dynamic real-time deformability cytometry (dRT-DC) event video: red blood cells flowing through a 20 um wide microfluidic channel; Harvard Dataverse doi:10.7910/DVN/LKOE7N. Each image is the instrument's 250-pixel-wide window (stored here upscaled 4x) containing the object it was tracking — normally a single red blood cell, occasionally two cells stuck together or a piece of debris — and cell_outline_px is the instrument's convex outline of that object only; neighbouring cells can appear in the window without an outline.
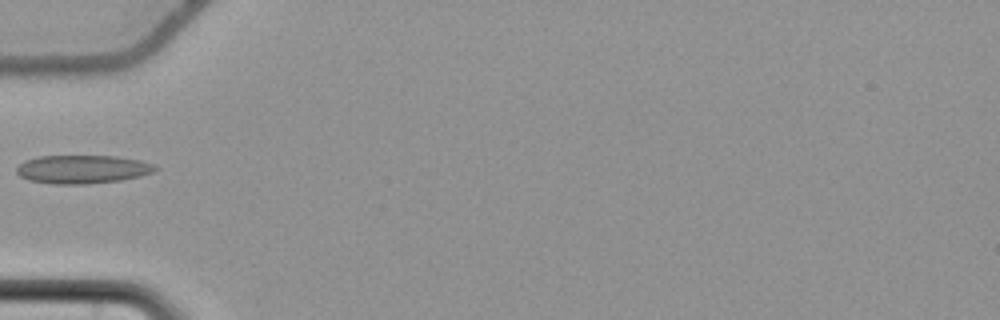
{"species": "common noctule bat (a hibernating species)", "species_latin": "Nyctalus noctula", "temperature_condition": "cold", "stored_images_in_passage": 37, "camera_frame_rate_fps": 3000, "um_per_image_px": 0.085, "animal": {"sex": "female", "body_mass_g": 22.7, "forearm_length_mm": 54.2}, "frame": {"image": 1, "passage_image": 1, "time_ms": 0.0, "image_size_px": [1000, 320], "cell_outline_px": [[160, 168], [152, 172], [140, 176], [120, 180], [84, 184], [52, 184], [28, 180], [20, 176], [16, 172], [16, 168], [24, 160], [40, 156], [116, 156], [140, 160], [156, 164]], "centroid_in_image_um": [7.02, 14.38], "position_along_channel_um": 78.0, "area_um2": 23.06}}
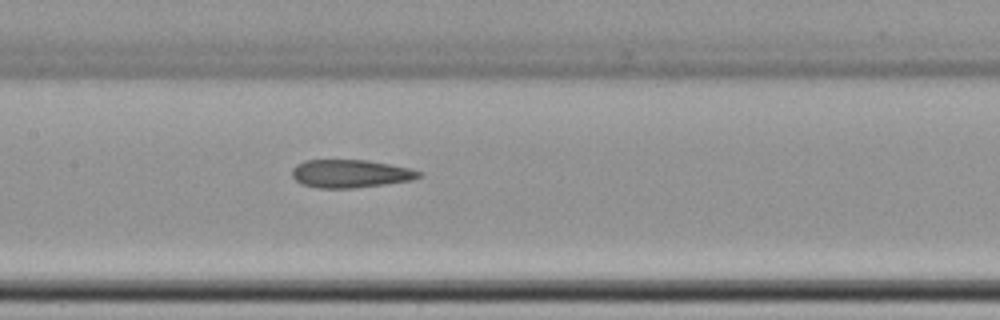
{"frame": {"image": 2, "passage_image": 9, "time_ms": 2.667, "image_size_px": [1000, 320], "cell_outline_px": [[424, 176], [412, 180], [384, 184], [352, 188], [316, 188], [300, 184], [292, 176], [292, 168], [296, 164], [304, 160], [368, 160], [408, 168], [424, 172]], "centroid_in_image_um": [29.77, 14.76], "position_along_channel_um": 177.6, "area_um2": 20.87}}
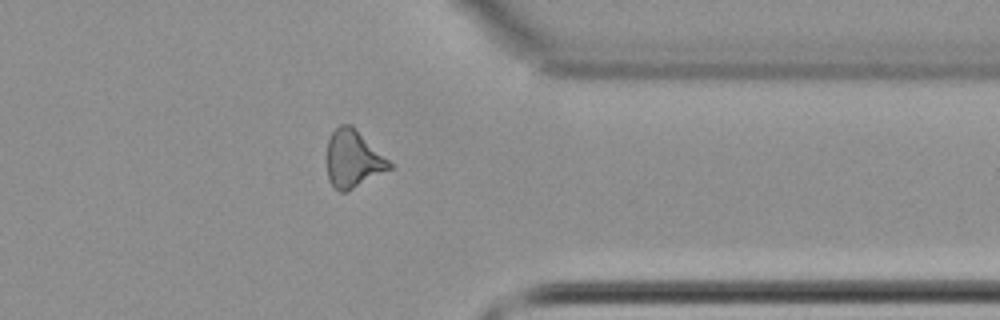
{"frame": {"image": 3, "passage_image": 26, "time_ms": 8.333, "image_size_px": [1000, 320], "cell_outline_px": [[392, 168], [348, 192], [340, 192], [332, 188], [328, 180], [324, 156], [328, 140], [332, 132], [340, 124], [352, 124], [392, 164]], "centroid_in_image_um": [29.94, 13.54], "position_along_channel_um": 381.5, "area_um2": 21.5}}